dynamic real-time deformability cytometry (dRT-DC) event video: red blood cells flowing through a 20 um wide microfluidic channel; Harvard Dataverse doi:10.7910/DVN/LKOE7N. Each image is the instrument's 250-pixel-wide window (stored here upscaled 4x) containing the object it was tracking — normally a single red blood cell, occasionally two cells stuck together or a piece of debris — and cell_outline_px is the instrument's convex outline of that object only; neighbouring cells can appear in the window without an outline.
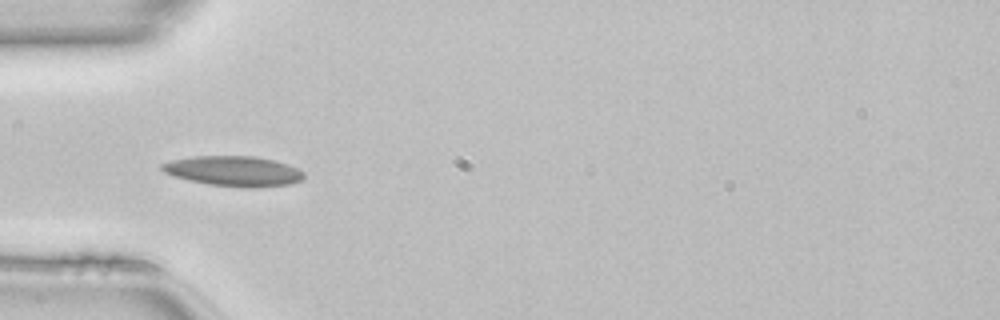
{"species": "common noctule bat (a hibernating species)", "species_latin": "Nyctalus noctula", "temperature_condition": "room temperature", "stored_images_in_passage": 48, "camera_frame_rate_fps": 3000, "um_per_image_px": 0.085, "animal": {"sex": "female", "body_mass_g": 22.7, "forearm_length_mm": 54.2}, "frame": {"image": 1, "passage_image": 14, "time_ms": 4.333, "image_size_px": [1000, 320], "cell_outline_px": [[304, 176], [300, 180], [292, 184], [256, 188], [244, 188], [208, 184], [176, 176], [164, 172], [160, 168], [160, 164], [172, 160], [192, 156], [256, 156], [276, 160], [288, 164], [304, 172]], "centroid_in_image_um": [19.9, 14.54], "position_along_channel_um": 65.1, "area_um2": 25.03}}